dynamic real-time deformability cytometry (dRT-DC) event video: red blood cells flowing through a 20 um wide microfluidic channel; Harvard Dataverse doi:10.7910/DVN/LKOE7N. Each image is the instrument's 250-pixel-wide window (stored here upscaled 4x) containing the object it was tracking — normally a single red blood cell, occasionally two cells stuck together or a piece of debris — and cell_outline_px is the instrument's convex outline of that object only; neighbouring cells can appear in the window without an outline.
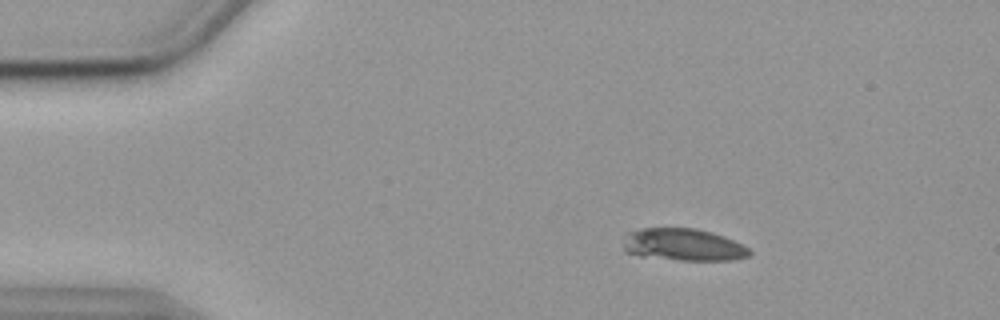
{"species": "common noctule bat (a hibernating species)", "species_latin": "Nyctalus noctula", "temperature_condition": "cold", "stored_images_in_passage": 52, "camera_frame_rate_fps": 3000, "um_per_image_px": 0.085, "animal": {"sex": "female", "body_mass_g": 19.9}, "frame": {"image": 1, "passage_image": 5, "time_ms": 1.333, "image_size_px": [1000, 320], "cell_outline_px": [[752, 252], [748, 256], [732, 260], [680, 260], [640, 256], [624, 252], [624, 244], [628, 232], [640, 228], [696, 228], [712, 232], [724, 236], [748, 248]], "centroid_in_image_um": [58.06, 20.8], "position_along_channel_um": 26.9, "area_um2": 23.64}}
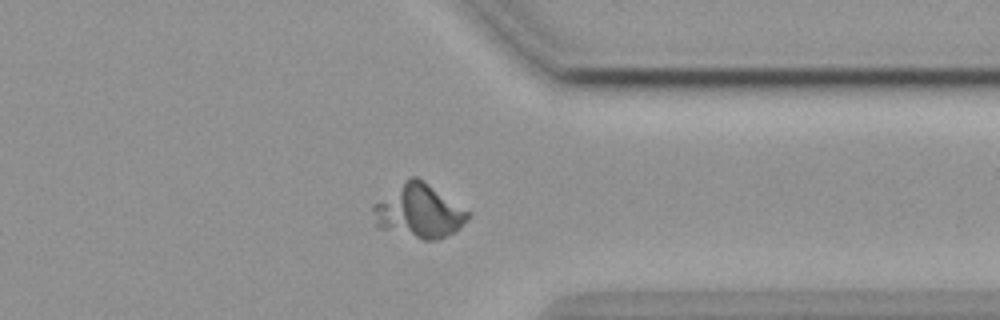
{"frame": {"image": 2, "passage_image": 40, "time_ms": 13.0, "image_size_px": [1000, 320], "cell_outline_px": [[472, 212], [460, 228], [456, 232], [436, 240], [424, 240], [376, 228], [372, 224], [372, 204], [404, 180], [412, 176], [416, 176]], "centroid_in_image_um": [35.56, 17.97], "position_along_channel_um": 375.8, "area_um2": 30.06}}
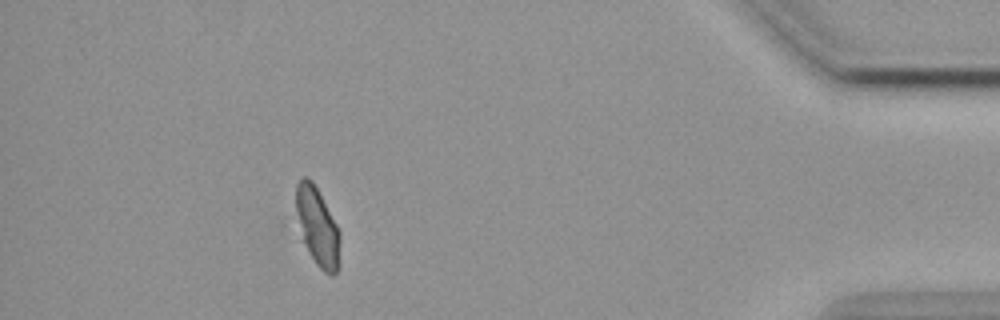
{"frame": {"image": 3, "passage_image": 47, "time_ms": 15.333, "image_size_px": [1000, 320], "cell_outline_px": [[340, 240], [336, 272], [332, 276], [324, 272], [316, 264], [280, 224], [280, 220], [296, 184], [304, 176], [308, 176], [312, 180], [336, 224], [340, 232]], "centroid_in_image_um": [26.56, 19.18], "position_along_channel_um": 408.6, "area_um2": 24.51}, "authors_computed_cell_mechanics": {"area_um2": 13.0339, "velocity_mm_per_s": 3.4863, "shape_relaxation_time_tau1_ms": 2.8331, "shape_relaxation_time_tau2_ms": null, "deformation_change_tau1": 0.0448, "deformation_change_tau2": null}}